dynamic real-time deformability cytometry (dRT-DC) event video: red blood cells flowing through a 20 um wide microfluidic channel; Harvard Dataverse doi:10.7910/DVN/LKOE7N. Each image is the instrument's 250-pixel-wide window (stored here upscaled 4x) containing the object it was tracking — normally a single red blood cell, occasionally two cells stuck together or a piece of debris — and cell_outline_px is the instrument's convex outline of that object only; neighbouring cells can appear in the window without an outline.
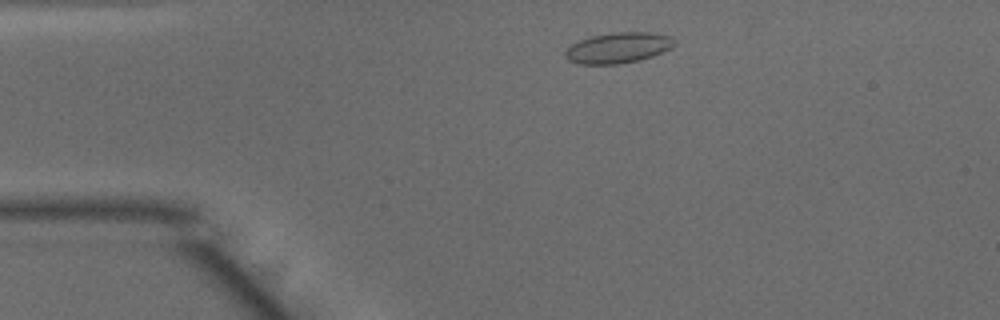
{"species": "common noctule bat (a hibernating species)", "species_latin": "Nyctalus noctula", "temperature_condition": "warm", "stored_images_in_passage": 38, "camera_frame_rate_fps": 3000, "um_per_image_px": 0.085, "animal": {"sex": "male", "body_mass_g": 15.6}, "frame": {"image": 1, "passage_image": 3, "time_ms": 0.667, "image_size_px": [1000, 320], "cell_outline_px": [[676, 44], [672, 48], [652, 56], [640, 60], [616, 64], [580, 64], [568, 60], [564, 56], [564, 52], [572, 44], [580, 40], [592, 36], [612, 32], [652, 32], [672, 36], [676, 40]], "centroid_in_image_um": [52.58, 4.05], "position_along_channel_um": 32.4, "area_um2": 19.65}}
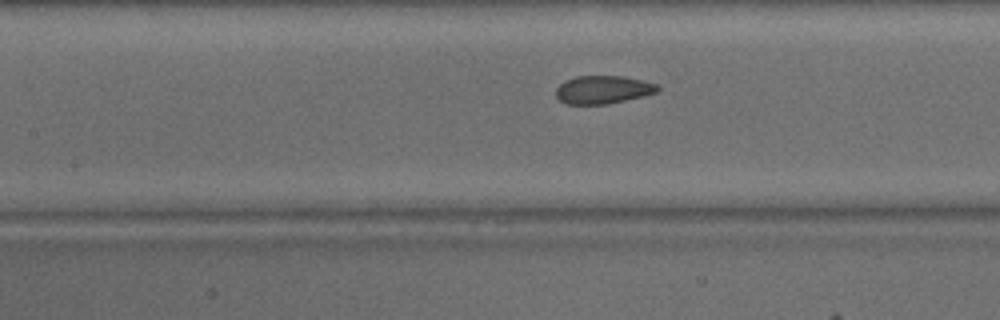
{"frame": {"image": 2, "passage_image": 15, "time_ms": 4.667, "image_size_px": [1000, 320], "cell_outline_px": [[660, 88], [656, 92], [644, 96], [608, 104], [564, 104], [556, 96], [556, 88], [560, 84], [576, 76], [620, 76], [640, 80], [656, 84]], "centroid_in_image_um": [51.23, 7.63], "position_along_channel_um": 156.2, "area_um2": 16.47}}
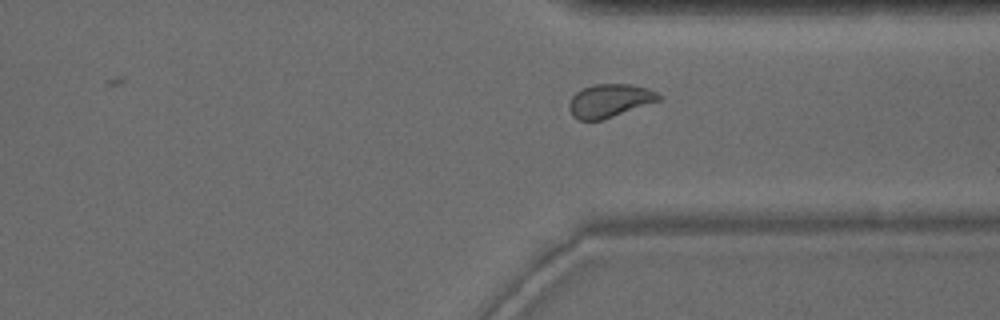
{"frame": {"image": 3, "passage_image": 30, "time_ms": 9.667, "image_size_px": [1000, 320], "cell_outline_px": [[664, 96], [660, 100], [600, 120], [580, 120], [572, 116], [568, 108], [568, 104], [572, 96], [576, 92], [592, 84], [628, 84], [648, 88]], "centroid_in_image_um": [51.8, 8.54], "position_along_channel_um": 359.6, "area_um2": 17.22}, "authors_computed_cell_mechanics": {"area_um2": 17.1088, "velocity_mm_per_s": 4.0741, "shape_relaxation_time_tau1_ms": 5.9161, "shape_relaxation_time_tau2_ms": 0.8117, "deformation_change_tau1": 0.1289, "deformation_change_tau2": 0.0556}}